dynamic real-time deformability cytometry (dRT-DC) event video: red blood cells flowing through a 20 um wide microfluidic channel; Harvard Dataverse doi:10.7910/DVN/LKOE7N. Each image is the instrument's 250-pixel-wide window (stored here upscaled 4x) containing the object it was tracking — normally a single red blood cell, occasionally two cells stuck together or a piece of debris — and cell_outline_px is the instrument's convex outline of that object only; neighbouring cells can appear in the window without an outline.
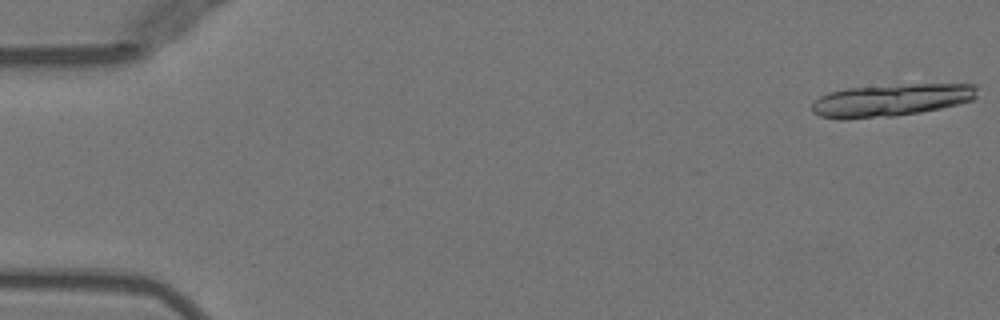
{"species": "Egyptian fruit bat (a non-hibernating species)", "species_latin": "Rousettus aegyptiacus", "temperature_condition": "warm", "stored_images_in_passage": 9, "camera_frame_rate_fps": 3000, "um_per_image_px": 0.085, "animal": {"sex": "female"}, "frame": {"image": 1, "passage_image": 1, "time_ms": 0.0, "image_size_px": [1000, 320], "cell_outline_px": [[976, 96], [972, 100], [960, 104], [920, 112], [892, 116], [848, 120], [840, 120], [820, 116], [812, 112], [812, 104], [820, 96], [828, 92], [848, 88], [904, 84], [976, 84]], "centroid_in_image_um": [75.7, 8.52], "position_along_channel_um": 9.3, "area_um2": 31.33}}